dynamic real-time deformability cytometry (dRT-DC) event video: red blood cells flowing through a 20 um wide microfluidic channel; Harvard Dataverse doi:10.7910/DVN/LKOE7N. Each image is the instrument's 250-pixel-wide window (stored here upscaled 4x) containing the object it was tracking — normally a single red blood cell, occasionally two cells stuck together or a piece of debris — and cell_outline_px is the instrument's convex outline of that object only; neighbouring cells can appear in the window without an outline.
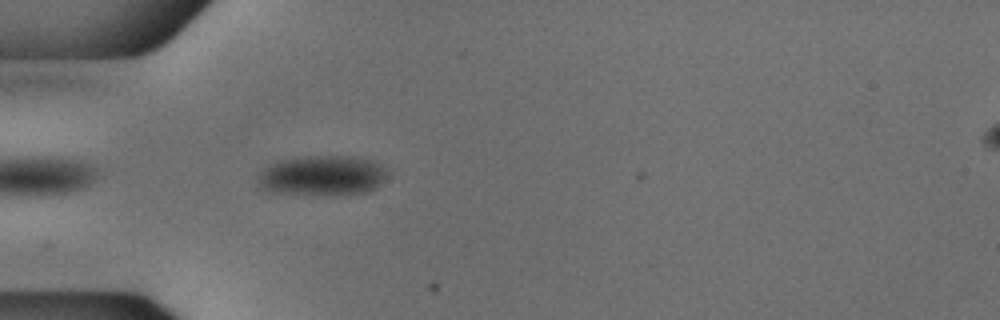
{"species": "common noctule bat (a hibernating species)", "species_latin": "Nyctalus noctula", "temperature_condition": "cold", "stored_images_in_passage": 5, "camera_frame_rate_fps": 3000, "um_per_image_px": 0.085, "animal": {"sex": "male", "body_mass_g": 18.8}, "frame": {"image": 1, "passage_image": 1, "time_ms": 0.0, "image_size_px": [1000, 320], "cell_outline_px": [[388, 176], [376, 188], [368, 192], [348, 196], [328, 196], [276, 192], [260, 188], [256, 180], [256, 176], [260, 172], [272, 164], [284, 160], [308, 156], [352, 156], [372, 160], [380, 164], [388, 172]], "centroid_in_image_um": [27.45, 14.96], "position_along_channel_um": 57.5, "area_um2": 30.75}}